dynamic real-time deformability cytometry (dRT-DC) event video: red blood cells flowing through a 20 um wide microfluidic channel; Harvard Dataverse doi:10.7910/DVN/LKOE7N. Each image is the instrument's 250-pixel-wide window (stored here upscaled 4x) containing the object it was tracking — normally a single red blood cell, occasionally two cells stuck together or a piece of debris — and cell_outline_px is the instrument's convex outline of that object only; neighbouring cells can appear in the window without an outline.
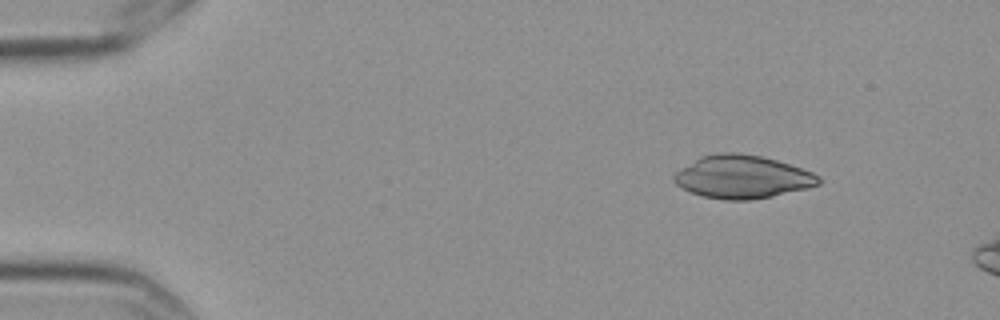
{"species": "Egyptian fruit bat (a non-hibernating species)", "species_latin": "Rousettus aegyptiacus", "temperature_condition": "cold", "stored_images_in_passage": 4, "camera_frame_rate_fps": 3000, "um_per_image_px": 0.085, "frame": {"image": 1, "passage_image": 4, "time_ms": 1.0, "image_size_px": [1000, 320], "cell_outline_px": [[820, 184], [808, 188], [772, 196], [752, 200], [724, 200], [704, 196], [692, 192], [676, 184], [672, 180], [672, 176], [680, 168], [700, 156], [720, 152], [740, 152], [760, 156], [776, 160], [812, 172], [820, 176]], "centroid_in_image_um": [63.08, 15.03], "position_along_channel_um": 21.9, "area_um2": 36.24}}